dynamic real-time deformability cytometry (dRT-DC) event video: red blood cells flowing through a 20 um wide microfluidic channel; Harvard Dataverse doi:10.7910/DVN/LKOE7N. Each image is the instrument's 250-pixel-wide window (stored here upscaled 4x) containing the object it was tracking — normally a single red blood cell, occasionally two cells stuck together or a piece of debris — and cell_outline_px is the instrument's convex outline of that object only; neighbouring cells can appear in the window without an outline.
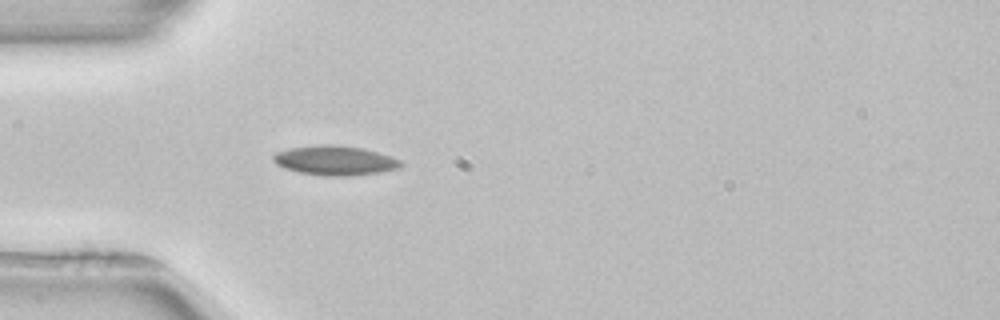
{"species": "common noctule bat (a hibernating species)", "species_latin": "Nyctalus noctula", "temperature_condition": "room temperature", "stored_images_in_passage": 38, "camera_frame_rate_fps": 3000, "um_per_image_px": 0.085, "animal": {"sex": "female", "body_mass_g": 22.7, "forearm_length_mm": 54.2}, "frame": {"image": 1, "passage_image": 1, "time_ms": 0.0, "image_size_px": [1000, 320], "cell_outline_px": [[404, 164], [400, 168], [380, 172], [352, 176], [324, 176], [300, 172], [284, 168], [276, 164], [272, 160], [272, 156], [276, 152], [288, 148], [320, 144], [328, 144], [360, 148], [376, 152], [400, 160]], "centroid_in_image_um": [28.44, 13.65], "position_along_channel_um": 56.6, "area_um2": 21.91}}
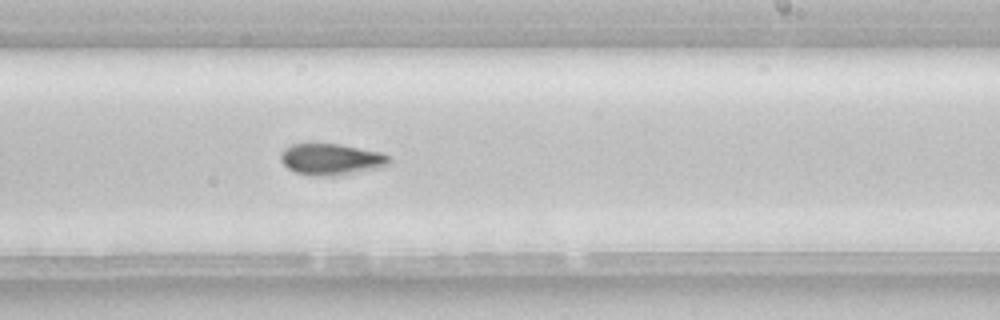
{"frame": {"image": 2, "passage_image": 17, "time_ms": 5.333, "image_size_px": [1000, 320], "cell_outline_px": [[392, 164], [384, 168], [328, 176], [312, 176], [296, 172], [288, 168], [280, 160], [280, 152], [284, 148], [292, 144], [340, 144], [380, 152], [392, 156]], "centroid_in_image_um": [28.21, 13.54], "position_along_channel_um": 260.8, "area_um2": 20.11}, "authors_computed_cell_mechanics": {"area_um2": 19.1318, "velocity_mm_per_s": 3.9422, "shape_relaxation_time_tau1_ms": 10.5041, "shape_relaxation_time_tau2_ms": null, "deformation_change_tau1": 0.1822, "deformation_change_tau2": null}}